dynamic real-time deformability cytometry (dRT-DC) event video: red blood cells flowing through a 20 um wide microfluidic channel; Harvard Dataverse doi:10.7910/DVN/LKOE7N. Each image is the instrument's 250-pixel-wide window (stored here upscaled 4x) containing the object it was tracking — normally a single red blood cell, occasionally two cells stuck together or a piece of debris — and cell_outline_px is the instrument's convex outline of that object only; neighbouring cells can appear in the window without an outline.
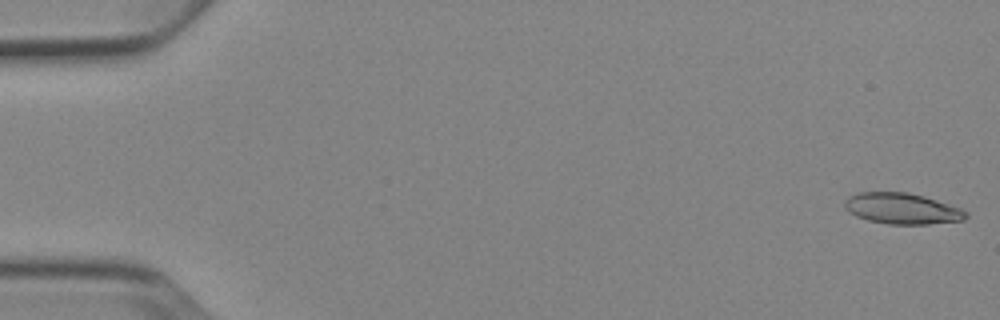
{"species": "Egyptian fruit bat (a non-hibernating species)", "species_latin": "Rousettus aegyptiacus", "temperature_condition": "cold", "stored_images_in_passage": 5, "camera_frame_rate_fps": 3000, "um_per_image_px": 0.085, "animal": {"sex": "female"}, "frame": {"image": 1, "passage_image": 1, "time_ms": 0.0, "image_size_px": [1000, 320], "cell_outline_px": [[968, 216], [964, 220], [928, 224], [888, 224], [868, 220], [856, 216], [844, 208], [844, 200], [848, 196], [860, 192], [908, 192], [924, 196], [960, 208], [968, 212]], "centroid_in_image_um": [76.66, 17.72], "position_along_channel_um": 8.3, "area_um2": 21.91}}
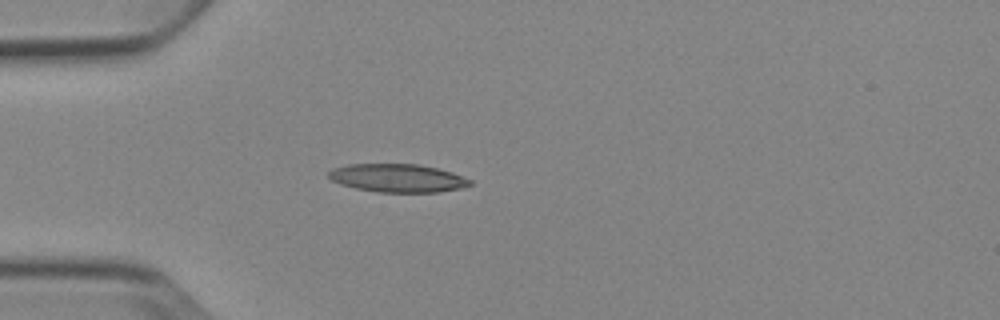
{"frame": {"image": 2, "passage_image": 5, "time_ms": 4.667, "image_size_px": [1000, 320], "cell_outline_px": [[472, 184], [460, 188], [440, 192], [376, 192], [356, 188], [340, 184], [332, 180], [328, 176], [328, 172], [332, 168], [348, 164], [416, 164], [436, 168], [452, 172], [472, 180]], "centroid_in_image_um": [33.78, 15.13], "position_along_channel_um": 51.2, "area_um2": 23.24}}